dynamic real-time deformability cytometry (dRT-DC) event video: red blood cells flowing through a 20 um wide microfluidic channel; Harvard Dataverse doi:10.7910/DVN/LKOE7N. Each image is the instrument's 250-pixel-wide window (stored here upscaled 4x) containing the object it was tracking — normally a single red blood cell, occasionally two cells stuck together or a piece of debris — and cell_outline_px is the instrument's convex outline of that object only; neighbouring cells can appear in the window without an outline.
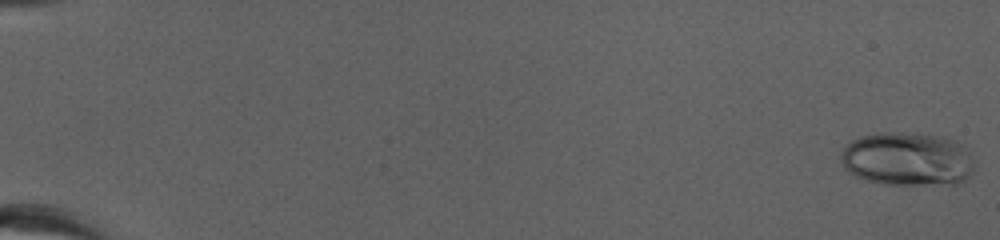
{"species": "human", "species_latin": "Homo sapiens", "temperature_condition": "cold", "stored_images_in_passage": 53, "camera_frame_rate_fps": 3000, "um_per_image_px": 0.085, "donor": {"sex": "female"}, "frame": {"image": 1, "passage_image": 1, "time_ms": 0.0, "image_size_px": [1000, 240], "cell_outline_px": [[972, 172], [964, 180], [956, 184], [884, 184], [864, 180], [848, 172], [844, 168], [840, 156], [840, 152], [852, 140], [860, 136], [876, 132], [904, 132], [936, 136], [952, 140], [968, 148], [972, 164]], "centroid_in_image_um": [77.07, 13.52], "position_along_channel_um": 7.9, "area_um2": 41.73}}
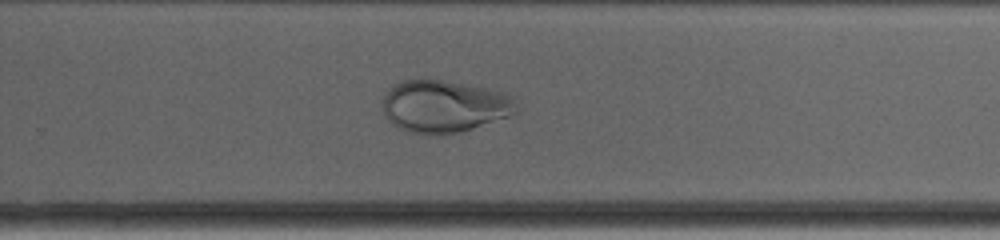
{"frame": {"image": 2, "passage_image": 37, "time_ms": 12.0, "image_size_px": [1000, 240], "cell_outline_px": [[516, 112], [512, 116], [460, 132], [436, 136], [408, 132], [392, 124], [388, 120], [380, 104], [380, 100], [384, 92], [392, 84], [404, 80], [424, 76], [488, 88], [504, 92], [516, 104]], "centroid_in_image_um": [37.67, 9.01], "position_along_channel_um": 292.1, "area_um2": 41.96}}
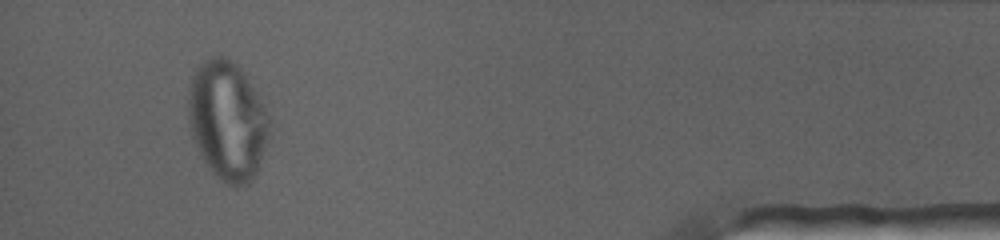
{"frame": {"image": 3, "passage_image": 50, "time_ms": 16.333, "image_size_px": [1000, 240], "cell_outline_px": [[272, 124], [256, 172], [252, 180], [248, 184], [236, 188], [228, 184], [212, 172], [204, 160], [192, 140], [188, 120], [188, 84], [196, 68], [204, 60], [212, 56], [224, 56], [232, 60], [240, 68], [248, 80], [260, 100]], "centroid_in_image_um": [19.29, 10.24], "position_along_channel_um": 415.9, "area_um2": 56.12}}